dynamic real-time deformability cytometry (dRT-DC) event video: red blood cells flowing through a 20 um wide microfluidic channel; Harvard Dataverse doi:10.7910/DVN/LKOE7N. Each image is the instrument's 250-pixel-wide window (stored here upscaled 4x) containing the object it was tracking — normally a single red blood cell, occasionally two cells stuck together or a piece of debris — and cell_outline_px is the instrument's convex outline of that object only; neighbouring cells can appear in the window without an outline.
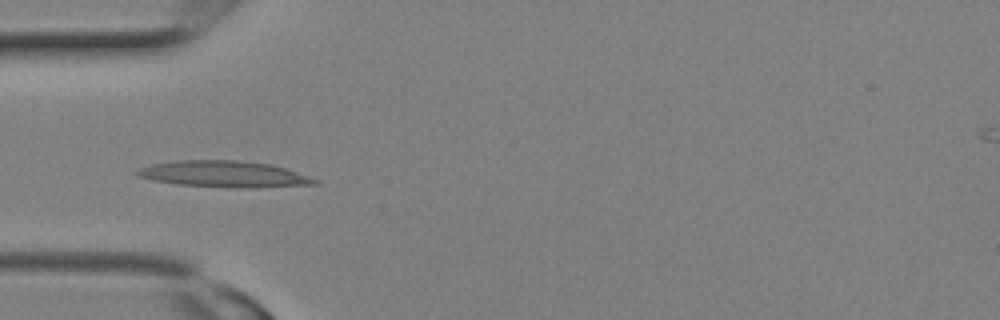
{"species": "Egyptian fruit bat (a non-hibernating species)", "species_latin": "Rousettus aegyptiacus", "temperature_condition": "room temperature", "stored_images_in_passage": 9, "camera_frame_rate_fps": 3000, "um_per_image_px": 0.085, "animal": {"sex": "female"}, "frame": {"image": 1, "passage_image": 8, "time_ms": 2.333, "image_size_px": [1000, 320], "cell_outline_px": [[320, 184], [256, 188], [240, 188], [180, 184], [152, 180], [136, 176], [136, 172], [140, 168], [152, 164], [176, 160], [240, 160], [272, 164], [320, 180]], "centroid_in_image_um": [19.09, 14.8], "position_along_channel_um": 65.9, "area_um2": 27.28}}